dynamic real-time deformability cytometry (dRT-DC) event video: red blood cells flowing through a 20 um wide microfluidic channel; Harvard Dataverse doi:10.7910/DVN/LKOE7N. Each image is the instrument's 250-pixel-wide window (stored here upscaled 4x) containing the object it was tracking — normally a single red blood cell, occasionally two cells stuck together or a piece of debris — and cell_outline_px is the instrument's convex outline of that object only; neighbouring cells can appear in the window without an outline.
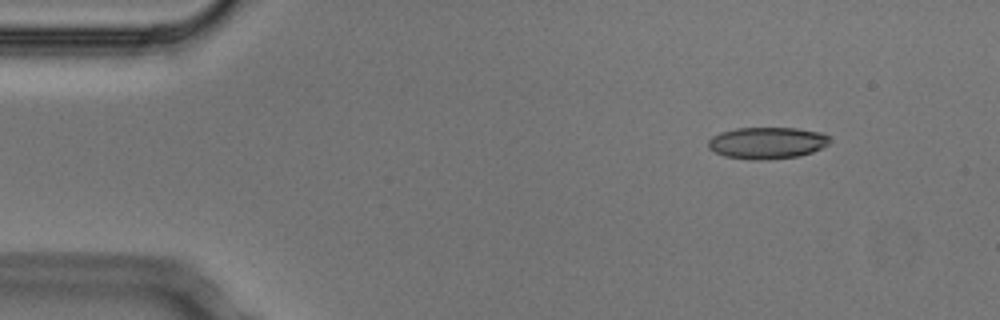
{"species": "Egyptian fruit bat (a non-hibernating species)", "species_latin": "Rousettus aegyptiacus", "temperature_condition": "cold", "stored_images_in_passage": 2, "camera_frame_rate_fps": 3000, "um_per_image_px": 0.085, "animal": {"sex": "male"}, "frame": {"image": 1, "passage_image": 1, "time_ms": 0.0, "image_size_px": [1000, 320], "cell_outline_px": [[828, 144], [812, 152], [800, 156], [768, 160], [752, 160], [724, 156], [708, 148], [708, 140], [712, 136], [720, 132], [736, 128], [796, 128], [820, 132], [828, 136]], "centroid_in_image_um": [65.17, 12.15], "position_along_channel_um": 19.8, "area_um2": 22.48}}